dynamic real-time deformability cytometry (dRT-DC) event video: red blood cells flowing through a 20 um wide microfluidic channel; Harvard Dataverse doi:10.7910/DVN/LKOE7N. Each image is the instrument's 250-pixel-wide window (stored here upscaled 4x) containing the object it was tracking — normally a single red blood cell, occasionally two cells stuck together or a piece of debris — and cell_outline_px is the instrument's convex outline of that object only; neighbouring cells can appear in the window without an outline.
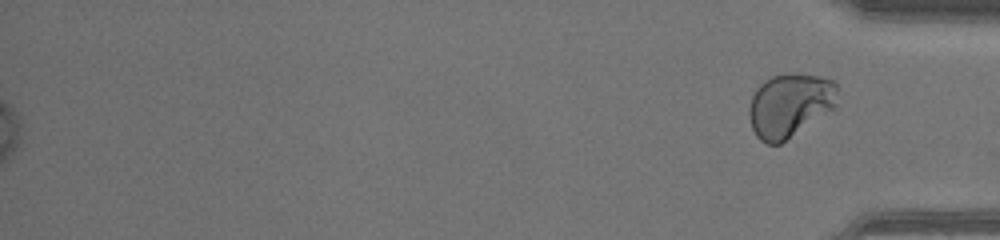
{"species": "human", "species_latin": "Homo sapiens", "temperature_condition": "warm", "stored_images_in_passage": 42, "segment_of_instrument_passage": [2, 2], "camera_frame_rate_fps": 3000, "um_per_image_px": 0.085, "donor": {"sex": "male"}, "frame": {"image": 1, "passage_image": 42, "time_ms": 13.667, "image_size_px": [1000, 240], "cell_outline_px": [[828, 104], [780, 144], [768, 144], [756, 132], [752, 124], [752, 100], [756, 92], [768, 80], [776, 76], [808, 76], [828, 80]], "centroid_in_image_um": [66.9, 8.98], "position_along_channel_um": 368.3, "area_um2": 27.57}}